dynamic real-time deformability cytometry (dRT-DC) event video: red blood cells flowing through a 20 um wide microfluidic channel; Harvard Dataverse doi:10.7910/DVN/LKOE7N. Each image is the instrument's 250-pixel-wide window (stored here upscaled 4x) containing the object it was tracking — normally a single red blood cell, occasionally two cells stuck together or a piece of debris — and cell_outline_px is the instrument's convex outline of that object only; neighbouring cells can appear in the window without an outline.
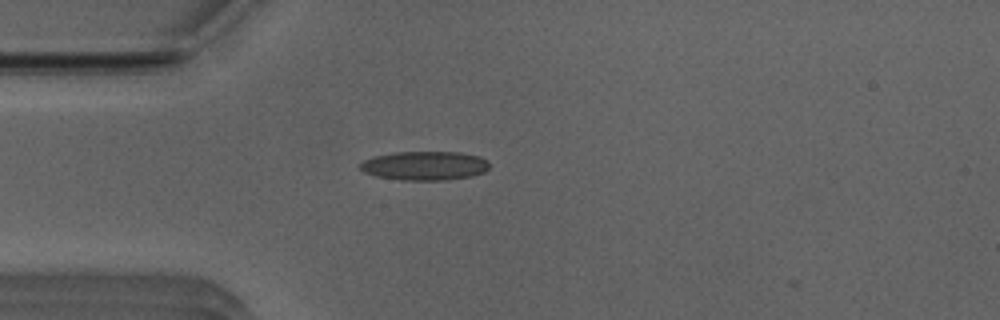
{"species": "Egyptian fruit bat (a non-hibernating species)", "species_latin": "Rousettus aegyptiacus", "temperature_condition": "room temperature", "stored_images_in_passage": 2, "camera_frame_rate_fps": 3000, "um_per_image_px": 0.085, "animal": {"sex": "male"}, "frame": {"image": 1, "passage_image": 1, "time_ms": 0.0, "image_size_px": [1000, 320], "cell_outline_px": [[492, 164], [484, 172], [472, 176], [444, 180], [400, 180], [376, 176], [364, 172], [356, 164], [372, 156], [396, 152], [460, 152], [480, 156], [488, 160]], "centroid_in_image_um": [36.1, 14.08], "position_along_channel_um": 48.9, "area_um2": 22.14}}